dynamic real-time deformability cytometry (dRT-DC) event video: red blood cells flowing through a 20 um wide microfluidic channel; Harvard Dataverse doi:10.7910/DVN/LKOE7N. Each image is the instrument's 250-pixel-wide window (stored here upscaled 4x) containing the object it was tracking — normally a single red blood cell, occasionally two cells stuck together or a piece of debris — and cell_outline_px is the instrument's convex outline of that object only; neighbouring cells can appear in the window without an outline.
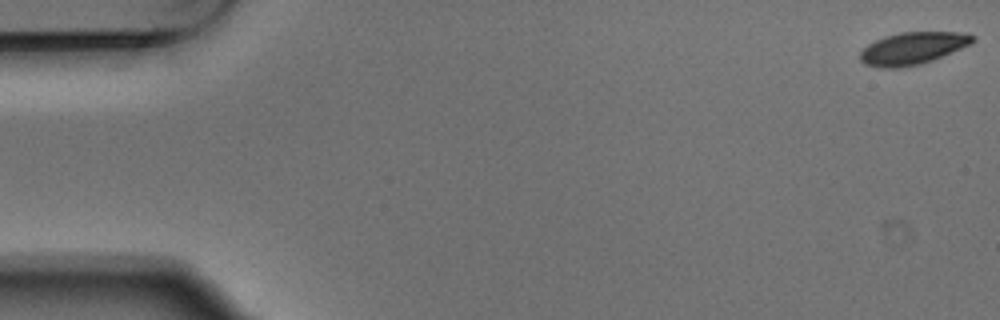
{"species": "Egyptian fruit bat (a non-hibernating species)", "species_latin": "Rousettus aegyptiacus", "temperature_condition": "warm", "stored_images_in_passage": 5, "camera_frame_rate_fps": 3000, "um_per_image_px": 0.085, "animal": {"sex": "male"}, "frame": {"image": 1, "passage_image": 1, "time_ms": 0.0, "image_size_px": [1000, 320], "cell_outline_px": [[976, 40], [972, 44], [932, 60], [920, 64], [900, 68], [876, 68], [864, 64], [860, 60], [860, 52], [868, 44], [884, 36], [900, 32], [968, 32], [976, 36]], "centroid_in_image_um": [77.6, 4.1], "position_along_channel_um": 7.4, "area_um2": 21.44}}
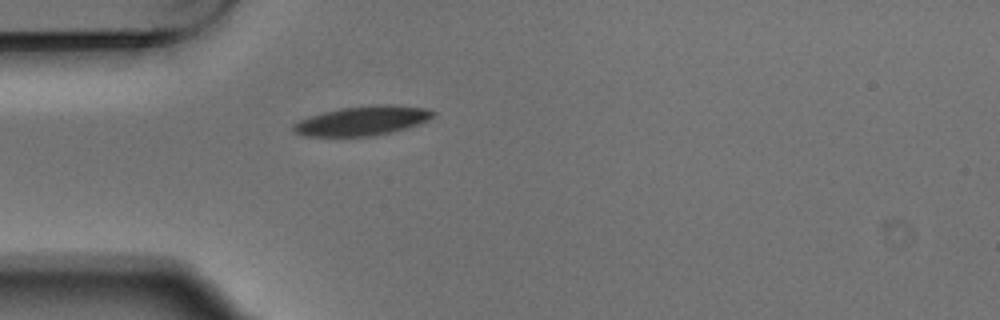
{"frame": {"image": 2, "passage_image": 5, "time_ms": 1.333, "image_size_px": [1000, 320], "cell_outline_px": [[436, 116], [420, 124], [392, 132], [376, 136], [300, 136], [292, 128], [292, 124], [308, 116], [340, 108], [380, 104], [424, 108], [436, 112]], "centroid_in_image_um": [30.8, 10.27], "position_along_channel_um": 54.2, "area_um2": 23.93}}